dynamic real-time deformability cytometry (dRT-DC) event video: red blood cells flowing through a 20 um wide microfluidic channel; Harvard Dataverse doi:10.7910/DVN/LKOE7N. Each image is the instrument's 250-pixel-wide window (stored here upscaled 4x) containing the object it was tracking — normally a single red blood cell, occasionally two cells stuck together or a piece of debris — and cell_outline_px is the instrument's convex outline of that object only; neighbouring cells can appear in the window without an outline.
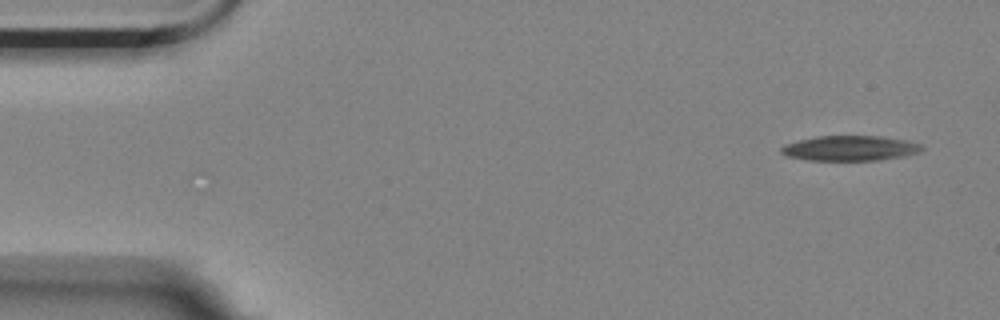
{"species": "Egyptian fruit bat (a non-hibernating species)", "species_latin": "Rousettus aegyptiacus", "temperature_condition": "room temperature", "stored_images_in_passage": 5, "camera_frame_rate_fps": 3000, "um_per_image_px": 0.085, "animal": {"sex": "female"}, "frame": {"image": 1, "passage_image": 1, "time_ms": 0.0, "image_size_px": [1000, 320], "cell_outline_px": [[924, 148], [920, 152], [904, 156], [880, 160], [808, 160], [788, 156], [780, 152], [780, 148], [784, 144], [816, 136], [884, 136], [908, 140], [920, 144]], "centroid_in_image_um": [72.28, 12.59], "position_along_channel_um": 12.7, "area_um2": 20.63}}
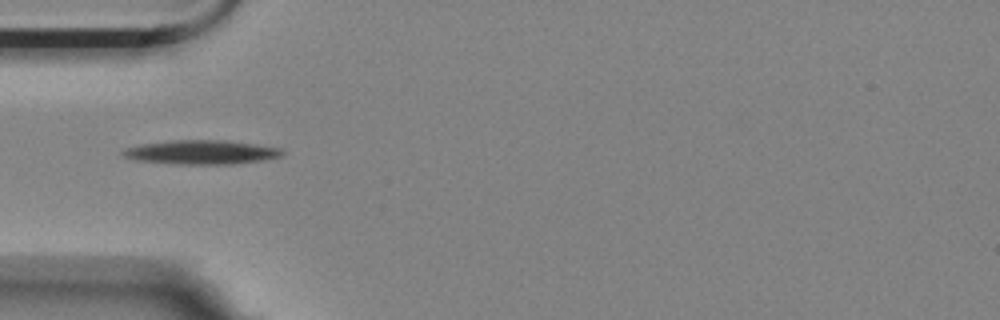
{"frame": {"image": 2, "passage_image": 5, "time_ms": 1.333, "image_size_px": [1000, 320], "cell_outline_px": [[284, 152], [280, 156], [260, 160], [228, 164], [176, 164], [132, 160], [124, 156], [120, 152], [124, 148], [140, 144], [172, 140], [224, 140], [256, 144], [280, 148]], "centroid_in_image_um": [17.03, 12.93], "position_along_channel_um": 68.0, "area_um2": 22.31}}